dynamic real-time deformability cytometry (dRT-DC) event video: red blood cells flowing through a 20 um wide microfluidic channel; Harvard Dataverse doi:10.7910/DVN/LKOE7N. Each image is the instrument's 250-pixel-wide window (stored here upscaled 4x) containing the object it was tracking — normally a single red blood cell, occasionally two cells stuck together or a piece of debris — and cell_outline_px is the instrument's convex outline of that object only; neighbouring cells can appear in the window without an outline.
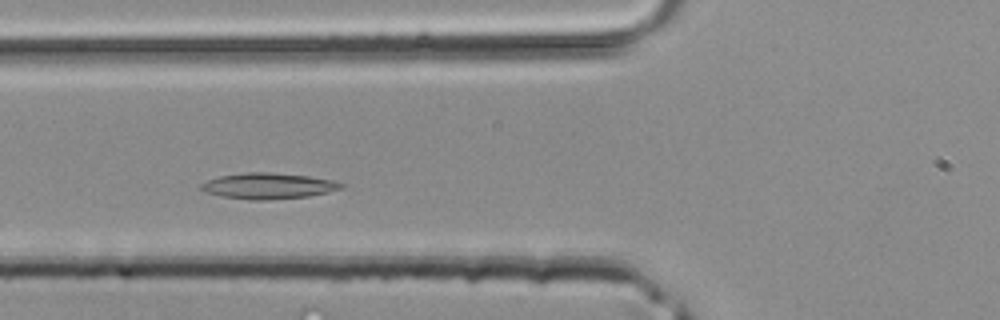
{"species": "common noctule bat (a hibernating species)", "species_latin": "Nyctalus noctula", "temperature_condition": "room temperature", "stored_images_in_passage": 35, "camera_frame_rate_fps": 3000, "um_per_image_px": 0.085, "animal": {"sex": "male", "body_mass_g": 20.4}, "frame": {"image": 1, "passage_image": 9, "time_ms": 2.667, "image_size_px": [1000, 320], "cell_outline_px": [[344, 188], [328, 192], [308, 196], [268, 200], [252, 200], [224, 196], [204, 192], [200, 188], [200, 184], [208, 180], [220, 176], [244, 172], [272, 172], [308, 176], [332, 180], [344, 184]], "centroid_in_image_um": [22.81, 15.8], "position_along_channel_um": 103.0, "area_um2": 21.1}}
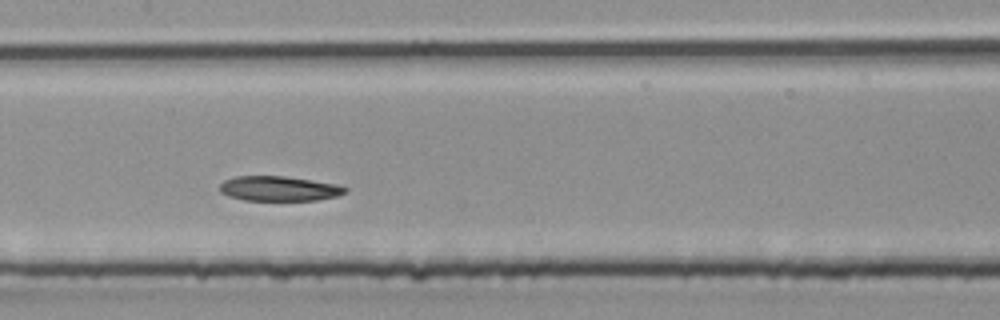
{"frame": {"image": 2, "passage_image": 14, "time_ms": 4.333, "image_size_px": [1000, 320], "cell_outline_px": [[348, 192], [336, 196], [316, 200], [244, 200], [228, 196], [220, 192], [220, 184], [224, 180], [236, 176], [284, 176], [336, 184], [348, 188]], "centroid_in_image_um": [23.7, 16.03], "position_along_channel_um": 183.7, "area_um2": 18.09}}
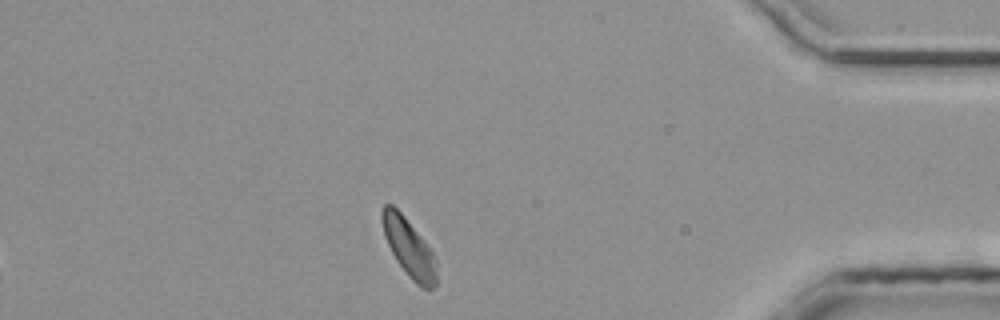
{"frame": {"image": 3, "passage_image": 30, "time_ms": 9.667, "image_size_px": [1000, 320], "cell_outline_px": [[436, 284], [432, 288], [420, 288], [408, 276], [396, 260], [384, 236], [380, 216], [380, 212], [384, 204], [392, 204], [404, 216], [424, 240], [432, 252], [436, 260]], "centroid_in_image_um": [34.74, 21.05], "position_along_channel_um": 400.5, "area_um2": 18.38}}